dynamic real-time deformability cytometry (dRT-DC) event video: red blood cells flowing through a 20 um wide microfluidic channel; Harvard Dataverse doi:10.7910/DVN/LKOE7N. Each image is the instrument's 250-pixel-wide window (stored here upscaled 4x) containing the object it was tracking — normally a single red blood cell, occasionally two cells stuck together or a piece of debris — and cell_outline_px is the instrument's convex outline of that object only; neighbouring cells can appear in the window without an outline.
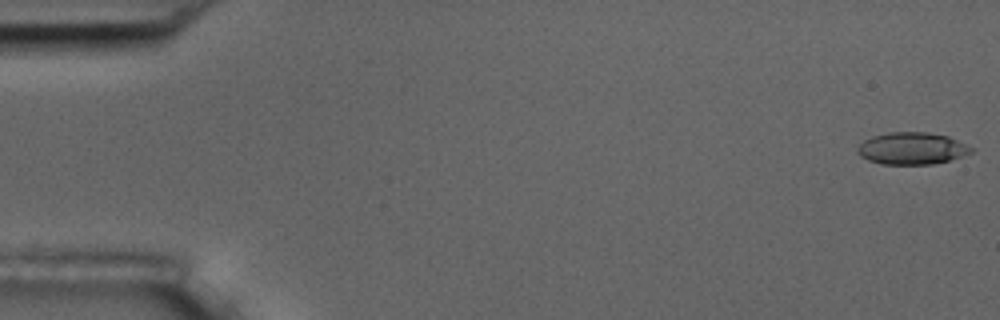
{"species": "common noctule bat (a hibernating species)", "species_latin": "Nyctalus noctula", "temperature_condition": "room temperature", "stored_images_in_passage": 16, "camera_frame_rate_fps": 3000, "um_per_image_px": 0.085, "animal": {"sex": "male", "body_mass_g": 17.5, "forearm_length_mm": 52.3}, "frame": {"image": 1, "passage_image": 1, "time_ms": 0.0, "image_size_px": [1000, 320], "cell_outline_px": [[972, 152], [948, 160], [932, 164], [884, 164], [868, 160], [860, 156], [856, 152], [856, 148], [864, 140], [872, 136], [888, 132], [928, 132], [948, 136], [972, 148]], "centroid_in_image_um": [77.45, 12.61], "position_along_channel_um": 7.6, "area_um2": 21.04}}
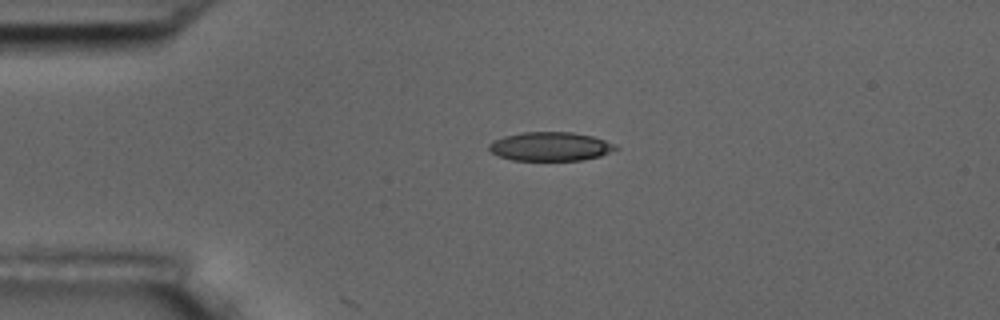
{"frame": {"image": 2, "passage_image": 13, "time_ms": 4.0, "image_size_px": [1000, 320], "cell_outline_px": [[620, 148], [600, 156], [580, 160], [512, 160], [500, 156], [492, 152], [488, 148], [488, 144], [492, 140], [504, 136], [524, 132], [572, 132], [592, 136], [616, 144]], "centroid_in_image_um": [46.78, 12.44], "position_along_channel_um": 38.2, "area_um2": 21.27}}